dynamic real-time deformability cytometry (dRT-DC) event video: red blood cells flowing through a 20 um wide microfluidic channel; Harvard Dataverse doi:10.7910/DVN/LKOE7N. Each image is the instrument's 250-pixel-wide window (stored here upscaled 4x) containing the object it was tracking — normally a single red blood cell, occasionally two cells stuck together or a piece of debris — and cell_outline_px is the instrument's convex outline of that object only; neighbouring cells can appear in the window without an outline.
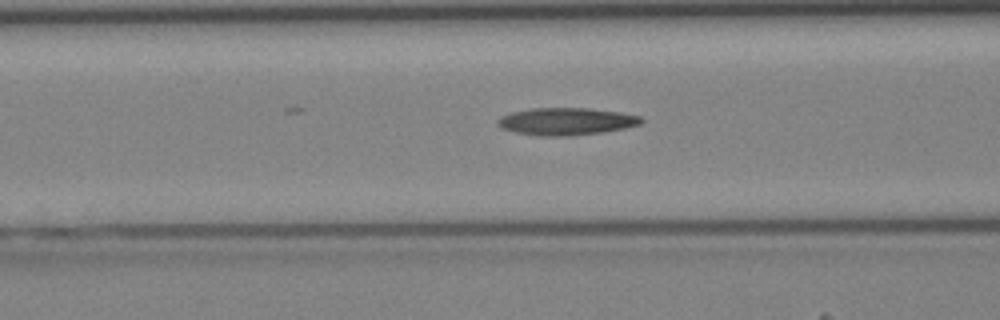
{"species": "Egyptian fruit bat (a non-hibernating species)", "species_latin": "Rousettus aegyptiacus", "temperature_condition": "cold", "stored_images_in_passage": 38, "camera_frame_rate_fps": 3000, "um_per_image_px": 0.085, "animal": {"sex": "female"}, "frame": {"image": 1, "passage_image": 13, "time_ms": 4.0, "image_size_px": [1000, 320], "cell_outline_px": [[644, 120], [640, 124], [624, 128], [604, 132], [568, 136], [536, 136], [516, 132], [500, 128], [496, 124], [496, 120], [500, 116], [512, 112], [532, 108], [588, 108], [620, 112], [640, 116]], "centroid_in_image_um": [48.09, 10.32], "position_along_channel_um": 118.5, "area_um2": 23.0}}
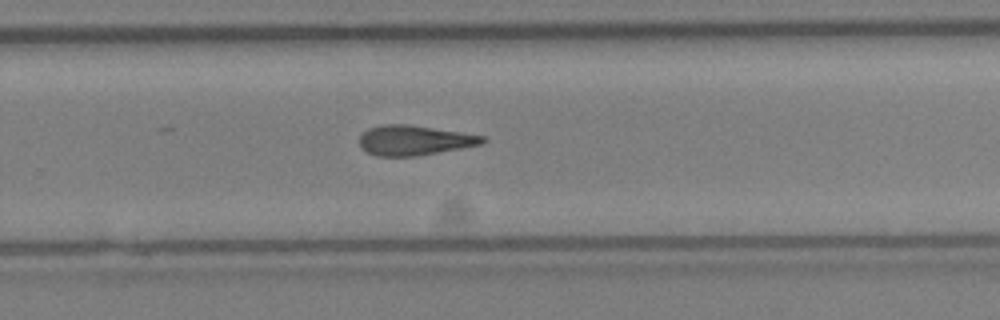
{"frame": {"image": 2, "passage_image": 24, "time_ms": 7.667, "image_size_px": [1000, 320], "cell_outline_px": [[488, 140], [480, 144], [460, 148], [416, 156], [376, 156], [368, 152], [360, 144], [360, 136], [368, 128], [384, 124], [408, 124], [460, 132], [484, 136]], "centroid_in_image_um": [35.21, 11.92], "position_along_channel_um": 294.6, "area_um2": 21.15}}
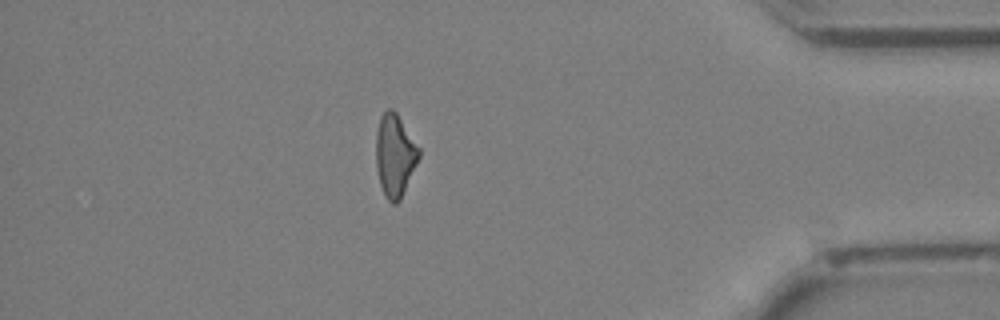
{"frame": {"image": 3, "passage_image": 33, "time_ms": 10.667, "image_size_px": [1000, 320], "cell_outline_px": [[420, 156], [400, 200], [396, 204], [392, 204], [384, 196], [380, 184], [376, 168], [376, 132], [380, 116], [388, 108], [392, 108], [396, 112], [420, 148]], "centroid_in_image_um": [33.55, 13.2], "position_along_channel_um": 401.6, "area_um2": 20.69}}